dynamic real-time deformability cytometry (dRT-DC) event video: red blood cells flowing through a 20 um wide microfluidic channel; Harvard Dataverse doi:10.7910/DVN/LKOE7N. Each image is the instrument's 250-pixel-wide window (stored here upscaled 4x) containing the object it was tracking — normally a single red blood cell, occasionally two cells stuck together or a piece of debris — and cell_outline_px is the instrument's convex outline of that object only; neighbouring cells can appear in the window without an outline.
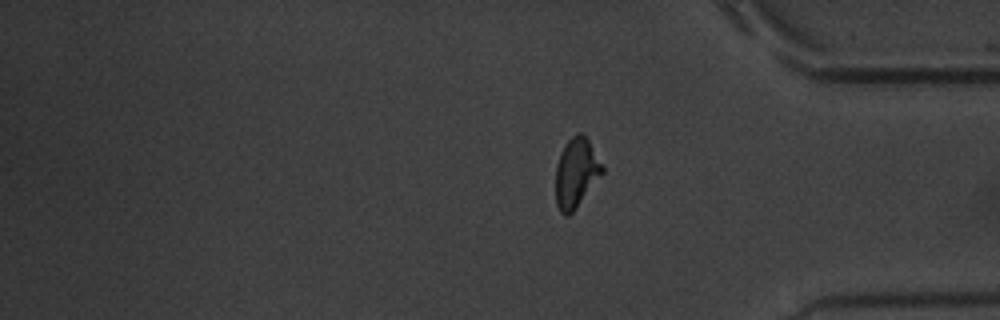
{"species": "common noctule bat (a hibernating species)", "species_latin": "Nyctalus noctula", "temperature_condition": "warm", "stored_images_in_passage": 16, "segment_of_instrument_passage": [2, 2], "camera_frame_rate_fps": 3000, "um_per_image_px": 0.085, "animal": {"sex": "male", "body_mass_g": 20.1, "forearm_length_mm": 53.5}, "frame": {"image": 1, "passage_image": 16, "time_ms": 19.667, "image_size_px": [1000, 320], "cell_outline_px": [[604, 172], [576, 208], [568, 216], [564, 216], [560, 212], [556, 204], [556, 164], [560, 152], [564, 144], [576, 132], [584, 132], [604, 168]], "centroid_in_image_um": [48.96, 14.67], "position_along_channel_um": 386.2, "area_um2": 19.02}}